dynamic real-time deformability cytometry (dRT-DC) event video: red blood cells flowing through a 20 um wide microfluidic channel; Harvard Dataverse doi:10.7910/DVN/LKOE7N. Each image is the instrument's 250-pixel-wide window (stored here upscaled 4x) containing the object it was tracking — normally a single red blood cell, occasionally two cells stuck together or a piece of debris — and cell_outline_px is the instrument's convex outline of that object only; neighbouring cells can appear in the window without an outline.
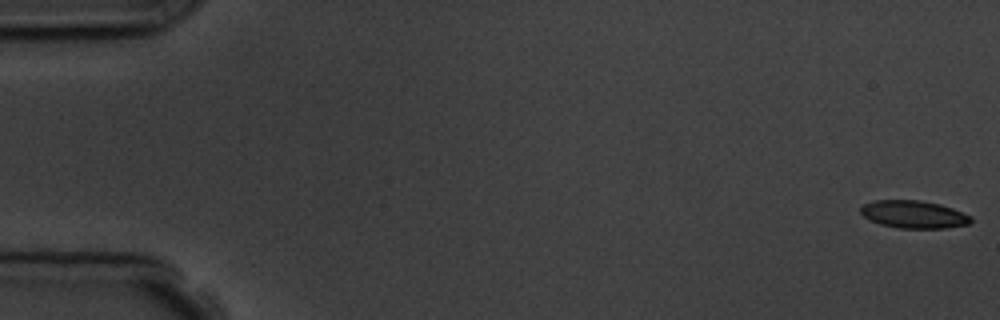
{"species": "common noctule bat (a hibernating species)", "species_latin": "Nyctalus noctula", "temperature_condition": "room temperature", "stored_images_in_passage": 5, "camera_frame_rate_fps": 3000, "um_per_image_px": 0.085, "animal": {"sex": "male", "body_mass_g": 19.5, "forearm_length_mm": 54.6}, "frame": {"image": 1, "passage_image": 1, "time_ms": 0.0, "image_size_px": [1000, 320], "cell_outline_px": [[972, 220], [968, 224], [944, 228], [900, 228], [880, 224], [864, 216], [860, 212], [860, 208], [864, 204], [872, 200], [920, 200], [940, 204], [952, 208], [972, 216]], "centroid_in_image_um": [77.67, 18.21], "position_along_channel_um": 7.3, "area_um2": 17.69}}
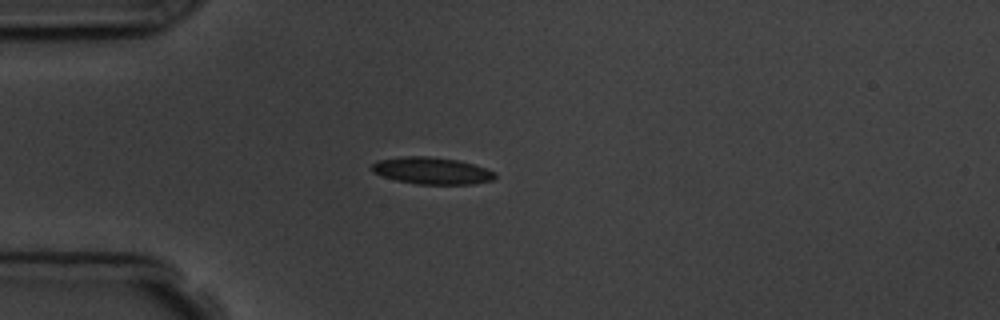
{"frame": {"image": 2, "passage_image": 5, "time_ms": 4.667, "image_size_px": [1000, 320], "cell_outline_px": [[496, 176], [492, 180], [472, 184], [416, 184], [396, 180], [372, 172], [372, 164], [376, 160], [404, 156], [428, 156], [456, 160], [472, 164], [496, 172]], "centroid_in_image_um": [36.68, 14.51], "position_along_channel_um": 48.3, "area_um2": 19.19}}